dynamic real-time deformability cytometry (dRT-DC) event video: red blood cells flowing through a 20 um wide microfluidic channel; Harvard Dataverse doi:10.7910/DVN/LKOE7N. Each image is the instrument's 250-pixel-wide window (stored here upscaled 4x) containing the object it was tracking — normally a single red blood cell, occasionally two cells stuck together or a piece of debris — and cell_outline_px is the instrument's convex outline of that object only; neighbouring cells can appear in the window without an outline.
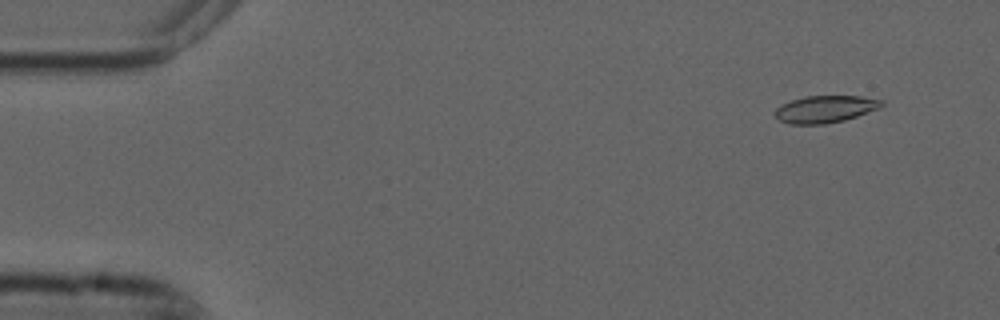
{"species": "common noctule bat (a hibernating species)", "species_latin": "Nyctalus noctula", "temperature_condition": "cold", "stored_images_in_passage": 4, "camera_frame_rate_fps": 3000, "um_per_image_px": 0.085, "animal": {"sex": "male", "forearm_length_mm": 52.5}, "frame": {"image": 1, "passage_image": 2, "time_ms": 0.333, "image_size_px": [1000, 320], "cell_outline_px": [[884, 104], [880, 108], [844, 120], [824, 124], [788, 124], [780, 120], [772, 112], [776, 108], [792, 100], [804, 96], [860, 96], [884, 100]], "centroid_in_image_um": [70.15, 9.27], "position_along_channel_um": 14.9, "area_um2": 16.82}}